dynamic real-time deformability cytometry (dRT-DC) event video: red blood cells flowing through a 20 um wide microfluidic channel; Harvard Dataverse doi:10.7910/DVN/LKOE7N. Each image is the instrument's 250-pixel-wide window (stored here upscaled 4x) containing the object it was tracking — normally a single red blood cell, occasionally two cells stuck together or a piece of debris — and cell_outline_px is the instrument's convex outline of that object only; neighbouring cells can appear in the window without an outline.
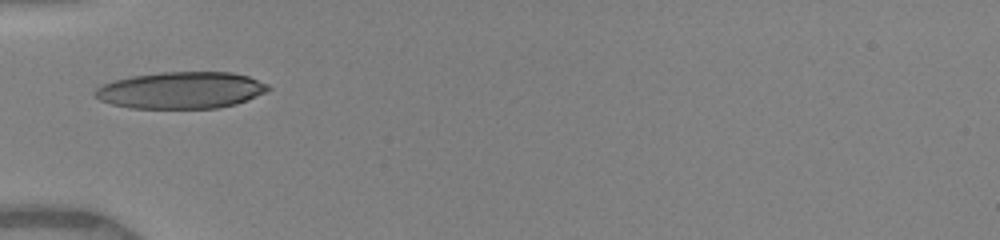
{"species": "human", "species_latin": "Homo sapiens", "temperature_condition": "warm", "stored_images_in_passage": 2, "camera_frame_rate_fps": 3000, "um_per_image_px": 0.085, "donor": {"sex": "female"}, "frame": {"image": 1, "passage_image": 1, "time_ms": 0.0, "image_size_px": [1000, 240], "cell_outline_px": [[272, 88], [248, 100], [236, 104], [216, 108], [132, 108], [112, 104], [100, 100], [92, 92], [96, 88], [112, 80], [132, 76], [160, 72], [232, 72], [248, 76], [268, 84]], "centroid_in_image_um": [15.39, 7.66], "position_along_channel_um": 69.6, "area_um2": 37.11}}